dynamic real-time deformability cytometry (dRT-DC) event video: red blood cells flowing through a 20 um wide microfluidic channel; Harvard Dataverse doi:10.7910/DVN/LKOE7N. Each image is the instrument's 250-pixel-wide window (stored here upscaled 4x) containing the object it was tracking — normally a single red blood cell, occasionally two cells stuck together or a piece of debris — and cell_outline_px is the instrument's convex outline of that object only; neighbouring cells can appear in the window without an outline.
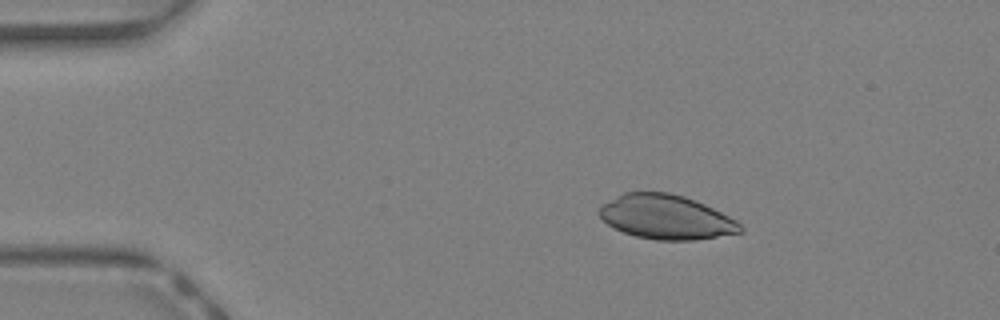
{"species": "Egyptian fruit bat (a non-hibernating species)", "species_latin": "Rousettus aegyptiacus", "temperature_condition": "warm", "stored_images_in_passage": 37, "camera_frame_rate_fps": 3000, "um_per_image_px": 0.085, "animal": {"sex": "female"}, "frame": {"image": 1, "passage_image": 2, "time_ms": 0.333, "image_size_px": [1000, 320], "cell_outline_px": [[744, 232], [692, 240], [656, 240], [636, 236], [624, 232], [608, 224], [600, 216], [600, 208], [604, 204], [624, 192], [668, 192], [684, 196], [696, 200], [736, 220], [744, 228]], "centroid_in_image_um": [56.65, 18.45], "position_along_channel_um": 28.3, "area_um2": 36.01}}